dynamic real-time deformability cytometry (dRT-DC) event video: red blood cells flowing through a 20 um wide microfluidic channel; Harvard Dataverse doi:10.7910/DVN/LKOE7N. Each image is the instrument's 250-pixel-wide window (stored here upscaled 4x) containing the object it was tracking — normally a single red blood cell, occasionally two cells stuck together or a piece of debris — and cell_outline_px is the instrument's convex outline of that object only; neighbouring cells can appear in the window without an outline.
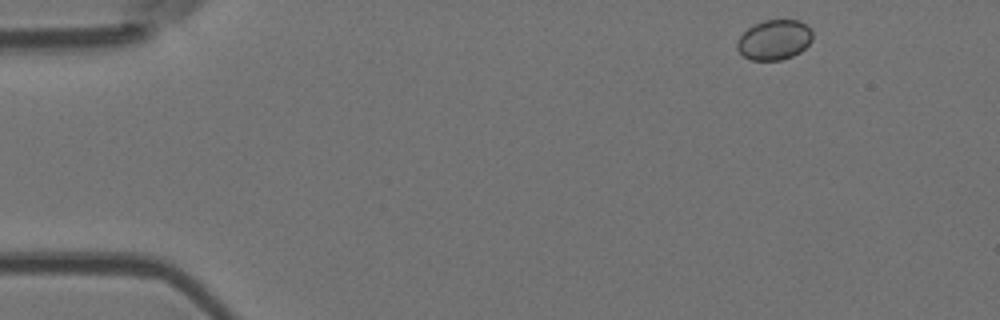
{"species": "Egyptian fruit bat (a non-hibernating species)", "species_latin": "Rousettus aegyptiacus", "temperature_condition": "room temperature", "stored_images_in_passage": 4, "camera_frame_rate_fps": 3000, "um_per_image_px": 0.085, "animal": {"sex": "female"}, "frame": {"image": 1, "passage_image": 1, "time_ms": 0.0, "image_size_px": [1000, 320], "cell_outline_px": [[812, 40], [800, 52], [792, 56], [780, 60], [752, 60], [744, 56], [736, 48], [736, 44], [740, 36], [748, 28], [764, 20], [800, 20], [812, 32]], "centroid_in_image_um": [65.8, 3.39], "position_along_channel_um": 19.2, "area_um2": 17.4}}
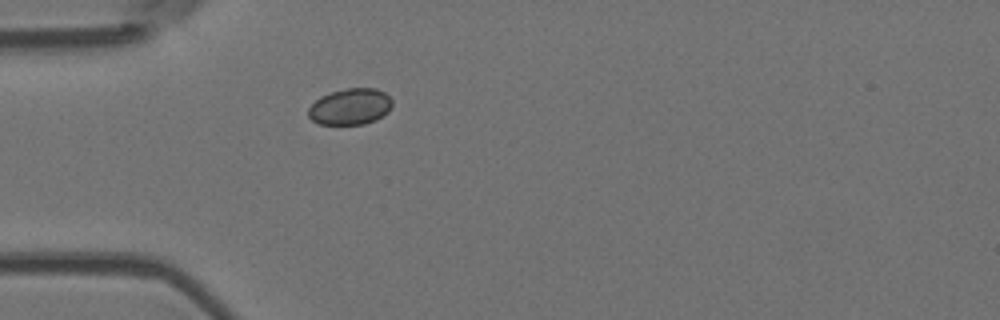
{"frame": {"image": 2, "passage_image": 4, "time_ms": 1.0, "image_size_px": [1000, 320], "cell_outline_px": [[392, 108], [388, 112], [376, 120], [364, 124], [320, 124], [312, 120], [308, 116], [308, 108], [320, 96], [332, 92], [348, 88], [376, 88], [384, 92], [392, 100]], "centroid_in_image_um": [29.78, 9.06], "position_along_channel_um": 55.2, "area_um2": 17.74}}